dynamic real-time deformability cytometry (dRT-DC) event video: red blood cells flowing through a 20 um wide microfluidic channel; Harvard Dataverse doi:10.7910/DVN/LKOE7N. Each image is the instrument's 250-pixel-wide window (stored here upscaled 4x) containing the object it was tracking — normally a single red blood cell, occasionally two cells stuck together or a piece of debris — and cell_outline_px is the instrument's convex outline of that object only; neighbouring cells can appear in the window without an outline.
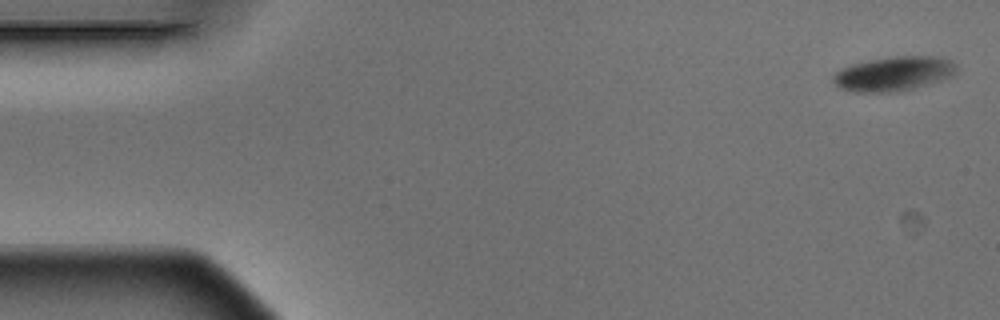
{"species": "Egyptian fruit bat (a non-hibernating species)", "species_latin": "Rousettus aegyptiacus", "temperature_condition": "warm", "stored_images_in_passage": 5, "camera_frame_rate_fps": 3000, "um_per_image_px": 0.085, "animal": {"sex": "male"}, "frame": {"image": 1, "passage_image": 1, "time_ms": 0.0, "image_size_px": [1000, 320], "cell_outline_px": [[956, 72], [952, 76], [940, 80], [912, 88], [896, 92], [856, 92], [840, 88], [832, 80], [832, 76], [840, 68], [872, 60], [896, 56], [936, 56], [952, 60], [956, 64]], "centroid_in_image_um": [75.98, 6.26], "position_along_channel_um": 9.0, "area_um2": 24.45}}
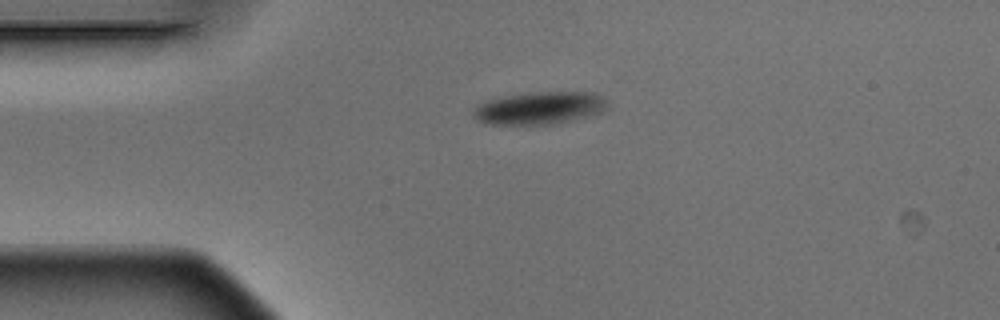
{"frame": {"image": 2, "passage_image": 4, "time_ms": 1.0, "image_size_px": [1000, 320], "cell_outline_px": [[608, 108], [604, 112], [552, 124], [488, 124], [476, 120], [472, 116], [472, 108], [484, 100], [500, 96], [532, 92], [596, 92], [604, 96]], "centroid_in_image_um": [45.82, 9.16], "position_along_channel_um": 39.2, "area_um2": 25.84}}